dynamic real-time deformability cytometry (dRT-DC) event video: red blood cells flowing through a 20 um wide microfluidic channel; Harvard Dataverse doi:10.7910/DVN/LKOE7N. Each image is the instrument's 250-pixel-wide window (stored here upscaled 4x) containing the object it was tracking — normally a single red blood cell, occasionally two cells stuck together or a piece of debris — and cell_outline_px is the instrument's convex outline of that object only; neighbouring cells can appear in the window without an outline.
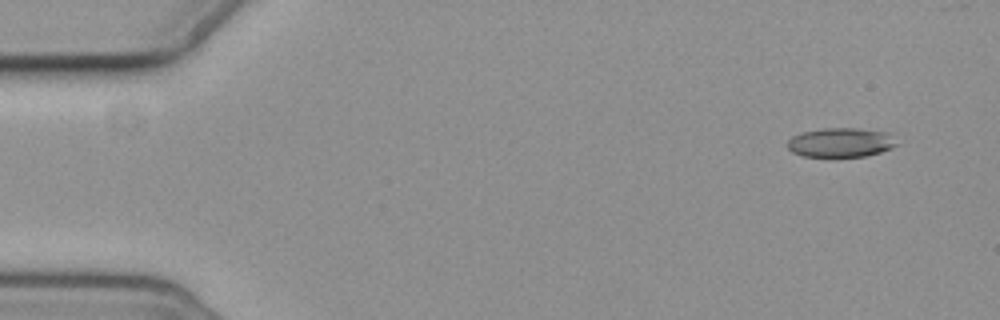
{"species": "common noctule bat (a hibernating species)", "species_latin": "Nyctalus noctula", "temperature_condition": "cold", "stored_images_in_passage": 4, "camera_frame_rate_fps": 3000, "um_per_image_px": 0.085, "animal": {"sex": "female", "body_mass_g": 19.3, "forearm_length_mm": 54.1}, "frame": {"image": 1, "passage_image": 1, "time_ms": 0.0, "image_size_px": [1000, 320], "cell_outline_px": [[900, 144], [892, 148], [868, 156], [836, 160], [804, 156], [792, 152], [788, 148], [788, 140], [792, 136], [804, 132], [824, 128], [856, 128], [888, 132]], "centroid_in_image_um": [71.49, 12.17], "position_along_channel_um": 13.5, "area_um2": 19.54}}
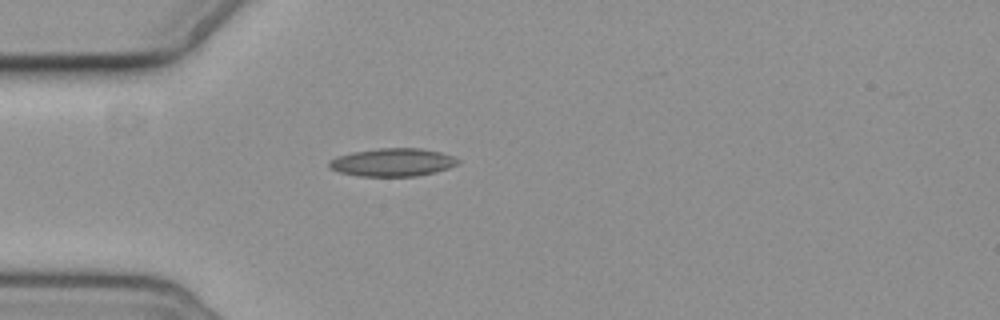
{"frame": {"image": 2, "passage_image": 4, "time_ms": 4.0, "image_size_px": [1000, 320], "cell_outline_px": [[460, 160], [456, 164], [448, 168], [436, 172], [416, 176], [356, 176], [340, 172], [328, 168], [328, 160], [336, 156], [352, 152], [380, 148], [420, 148], [440, 152], [452, 156]], "centroid_in_image_um": [33.32, 13.8], "position_along_channel_um": 51.7, "area_um2": 21.1}}